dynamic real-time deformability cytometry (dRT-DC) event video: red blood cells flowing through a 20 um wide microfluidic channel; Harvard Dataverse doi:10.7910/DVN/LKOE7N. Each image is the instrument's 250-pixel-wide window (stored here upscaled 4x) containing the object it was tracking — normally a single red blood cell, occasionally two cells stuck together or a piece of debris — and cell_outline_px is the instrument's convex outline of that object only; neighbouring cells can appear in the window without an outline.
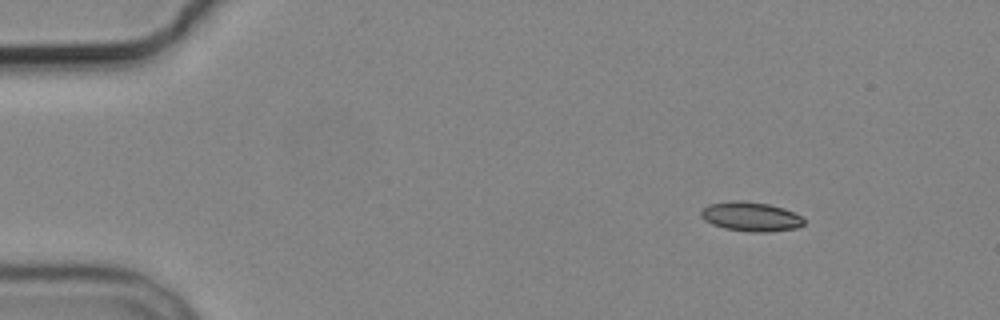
{"species": "common noctule bat (a hibernating species)", "species_latin": "Nyctalus noctula", "temperature_condition": "cold", "stored_images_in_passage": 4, "camera_frame_rate_fps": 3000, "um_per_image_px": 0.085, "animal": {"sex": "male", "body_mass_g": 19.2, "forearm_length_mm": 51.8}, "frame": {"image": 1, "passage_image": 1, "time_ms": 0.0, "image_size_px": [1000, 320], "cell_outline_px": [[804, 224], [796, 228], [768, 232], [752, 232], [724, 228], [712, 224], [704, 220], [700, 216], [700, 212], [708, 204], [736, 200], [744, 200], [768, 204], [784, 208], [800, 216], [804, 220]], "centroid_in_image_um": [63.8, 18.41], "position_along_channel_um": 21.2, "area_um2": 17.57}}
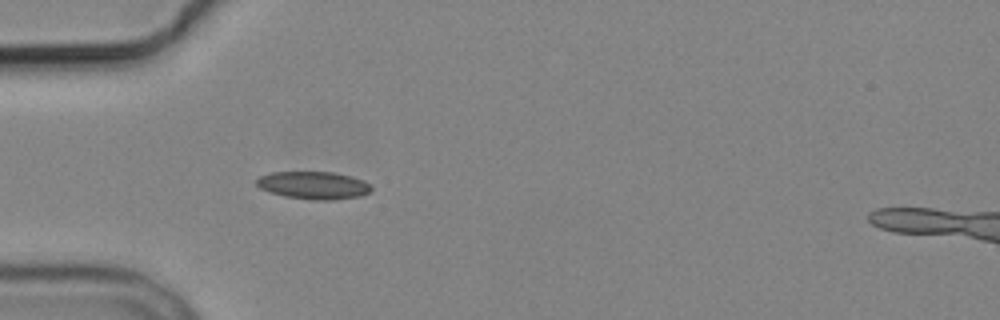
{"frame": {"image": 2, "passage_image": 4, "time_ms": 3.333, "image_size_px": [1000, 320], "cell_outline_px": [[372, 188], [368, 192], [360, 196], [332, 200], [316, 200], [284, 196], [260, 188], [256, 184], [256, 180], [260, 176], [272, 172], [332, 172], [352, 176], [364, 180], [372, 184]], "centroid_in_image_um": [26.68, 15.74], "position_along_channel_um": 58.3, "area_um2": 18.44}}